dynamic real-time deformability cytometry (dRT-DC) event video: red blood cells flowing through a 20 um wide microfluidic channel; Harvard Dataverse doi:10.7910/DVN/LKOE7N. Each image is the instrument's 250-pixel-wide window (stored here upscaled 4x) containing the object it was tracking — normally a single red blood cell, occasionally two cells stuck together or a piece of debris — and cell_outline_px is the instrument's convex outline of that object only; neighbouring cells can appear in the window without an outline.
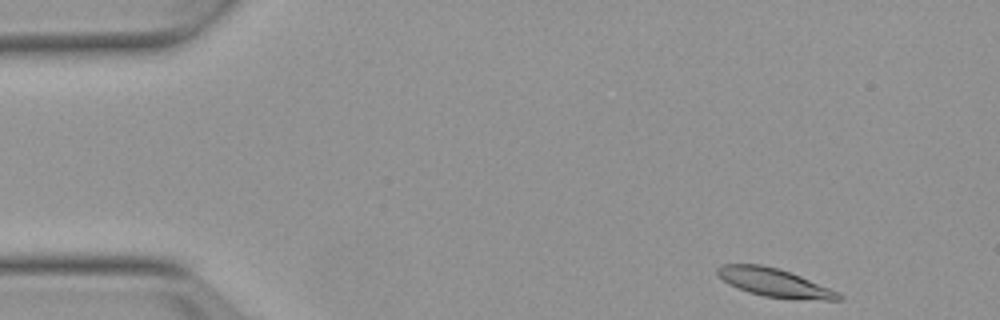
{"species": "Egyptian fruit bat (a non-hibernating species)", "species_latin": "Rousettus aegyptiacus", "temperature_condition": "warm", "stored_images_in_passage": 45, "camera_frame_rate_fps": 3000, "um_per_image_px": 0.085, "animal": {"sex": "female"}, "frame": {"image": 1, "passage_image": 1, "time_ms": 0.0, "image_size_px": [1000, 320], "cell_outline_px": [[844, 300], [824, 300], [764, 296], [748, 292], [736, 288], [728, 284], [716, 272], [716, 268], [720, 264], [760, 264], [780, 268], [840, 292], [844, 296]], "centroid_in_image_um": [65.83, 24.01], "position_along_channel_um": 19.2, "area_um2": 20.0}}
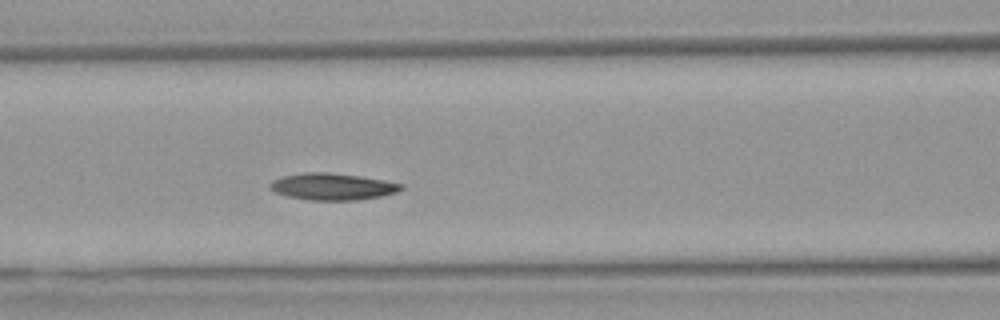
{"frame": {"image": 2, "passage_image": 18, "time_ms": 5.667, "image_size_px": [1000, 320], "cell_outline_px": [[404, 188], [396, 192], [380, 196], [356, 200], [308, 200], [288, 196], [272, 192], [268, 188], [268, 184], [272, 180], [284, 176], [304, 172], [328, 172], [360, 176], [384, 180], [404, 184]], "centroid_in_image_um": [28.22, 15.86], "position_along_channel_um": 138.4, "area_um2": 20.58}}
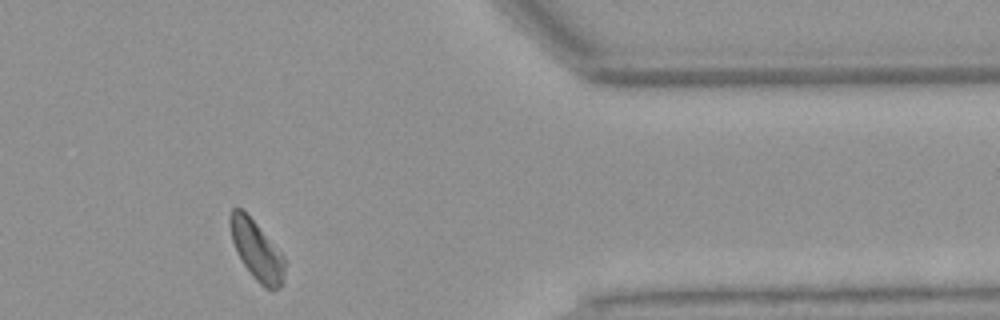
{"frame": {"image": 3, "passage_image": 40, "time_ms": 13.0, "image_size_px": [1000, 320], "cell_outline_px": [[284, 272], [280, 288], [264, 288], [256, 280], [244, 264], [236, 252], [232, 240], [228, 224], [228, 216], [232, 208], [240, 208], [256, 224], [284, 256]], "centroid_in_image_um": [21.77, 21.26], "position_along_channel_um": 389.6, "area_um2": 18.44}, "authors_computed_cell_mechanics": {"area_um2": 19.8832, "velocity_mm_per_s": 3.7539, "shape_relaxation_time_tau1_ms": 4.9934, "shape_relaxation_time_tau2_ms": 6.5229, "deformation_change_tau1": 0.1392, "deformation_change_tau2": 0.1405}}